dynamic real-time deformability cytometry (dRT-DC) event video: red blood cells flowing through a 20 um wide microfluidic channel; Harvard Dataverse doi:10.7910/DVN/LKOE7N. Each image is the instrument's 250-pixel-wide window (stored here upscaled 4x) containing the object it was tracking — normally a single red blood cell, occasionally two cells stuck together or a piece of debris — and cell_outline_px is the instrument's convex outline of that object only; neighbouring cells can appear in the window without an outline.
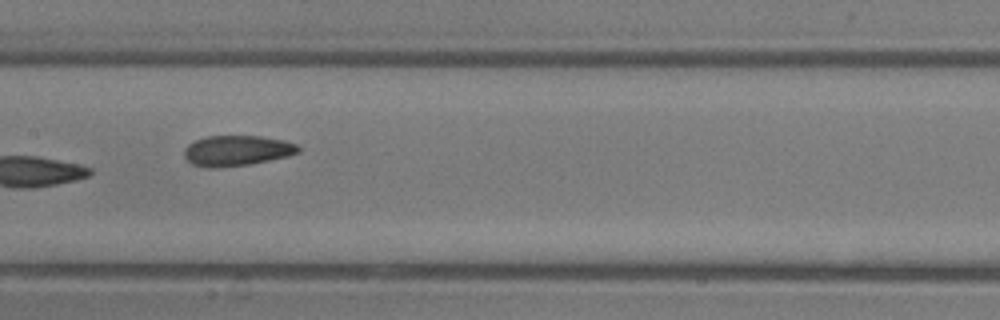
{"species": "common noctule bat (a hibernating species)", "species_latin": "Nyctalus noctula", "temperature_condition": "room temperature", "stored_images_in_passage": 6, "camera_frame_rate_fps": 3000, "um_per_image_px": 0.085, "animal": {"sex": "male", "body_mass_g": 13.3}, "frame": {"image": 1, "passage_image": 6, "time_ms": 6.667, "image_size_px": [1000, 320], "cell_outline_px": [[300, 152], [288, 156], [248, 164], [216, 168], [208, 168], [192, 164], [184, 156], [184, 148], [188, 144], [196, 140], [208, 136], [260, 136], [284, 140], [296, 144], [300, 148]], "centroid_in_image_um": [20.12, 12.8], "position_along_channel_um": 187.3, "area_um2": 20.17}}